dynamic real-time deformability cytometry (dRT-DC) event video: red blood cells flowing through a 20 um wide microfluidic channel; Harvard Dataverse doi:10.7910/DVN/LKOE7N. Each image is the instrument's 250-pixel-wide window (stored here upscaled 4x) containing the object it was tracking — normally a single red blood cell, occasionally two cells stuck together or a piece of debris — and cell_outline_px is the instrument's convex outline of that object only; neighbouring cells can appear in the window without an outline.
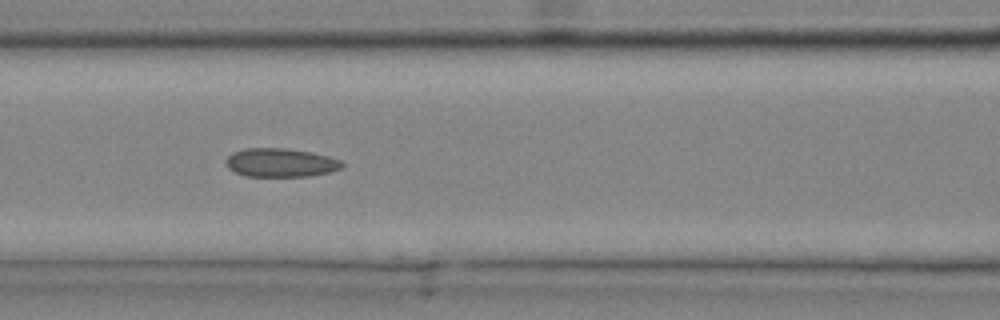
{"species": "common noctule bat (a hibernating species)", "species_latin": "Nyctalus noctula", "temperature_condition": "cold", "stored_images_in_passage": 38, "camera_frame_rate_fps": 3000, "um_per_image_px": 0.085, "animal": {"sex": "male", "body_mass_g": 20.4}, "frame": {"image": 1, "passage_image": 17, "time_ms": 5.333, "image_size_px": [1000, 320], "cell_outline_px": [[344, 164], [340, 168], [328, 172], [308, 176], [248, 176], [236, 172], [228, 168], [224, 160], [232, 152], [244, 148], [284, 148], [312, 152], [328, 156], [340, 160]], "centroid_in_image_um": [23.82, 13.81], "position_along_channel_um": 142.8, "area_um2": 19.31}}